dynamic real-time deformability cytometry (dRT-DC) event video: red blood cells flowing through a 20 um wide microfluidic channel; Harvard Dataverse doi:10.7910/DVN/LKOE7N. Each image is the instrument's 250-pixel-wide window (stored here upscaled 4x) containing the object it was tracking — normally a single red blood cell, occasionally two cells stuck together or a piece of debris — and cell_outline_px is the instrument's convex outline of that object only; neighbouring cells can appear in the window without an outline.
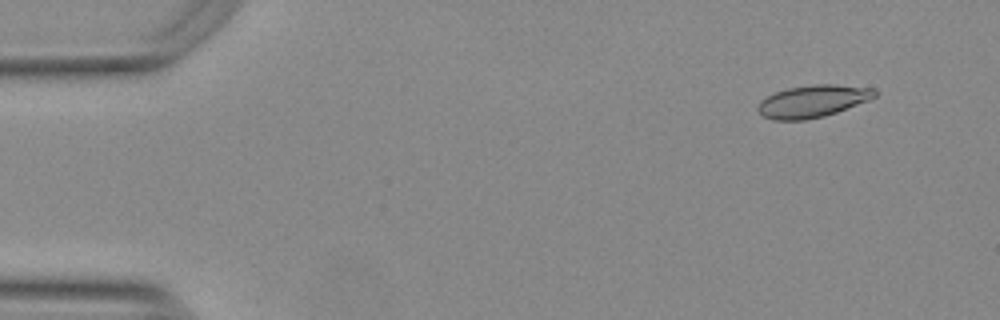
{"species": "Egyptian fruit bat (a non-hibernating species)", "species_latin": "Rousettus aegyptiacus", "temperature_condition": "warm", "stored_images_in_passage": 55, "camera_frame_rate_fps": 3000, "um_per_image_px": 0.085, "animal": {"sex": "female"}, "frame": {"image": 1, "passage_image": 5, "time_ms": 1.333, "image_size_px": [1000, 320], "cell_outline_px": [[876, 96], [868, 100], [836, 112], [824, 116], [804, 120], [772, 120], [764, 116], [756, 108], [760, 100], [776, 92], [788, 88], [812, 84], [836, 84], [876, 88]], "centroid_in_image_um": [69.08, 8.59], "position_along_channel_um": 15.9, "area_um2": 21.91}}
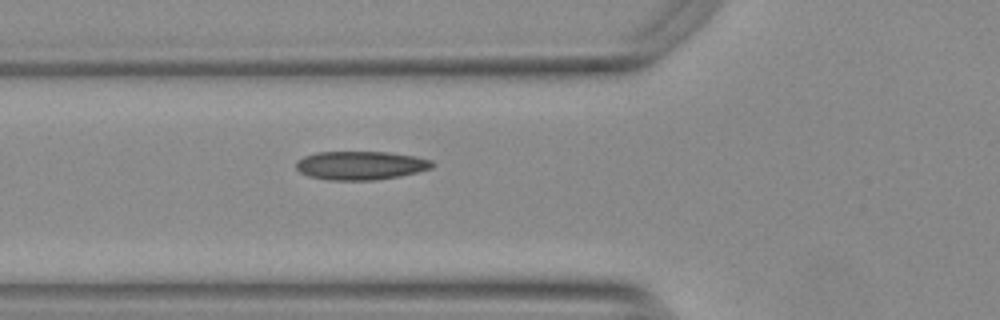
{"frame": {"image": 2, "passage_image": 20, "time_ms": 6.333, "image_size_px": [1000, 320], "cell_outline_px": [[436, 164], [432, 168], [400, 176], [376, 180], [328, 180], [308, 176], [300, 172], [296, 168], [296, 160], [304, 156], [316, 152], [388, 152], [416, 156], [432, 160]], "centroid_in_image_um": [30.66, 14.06], "position_along_channel_um": 95.1, "area_um2": 22.89}}
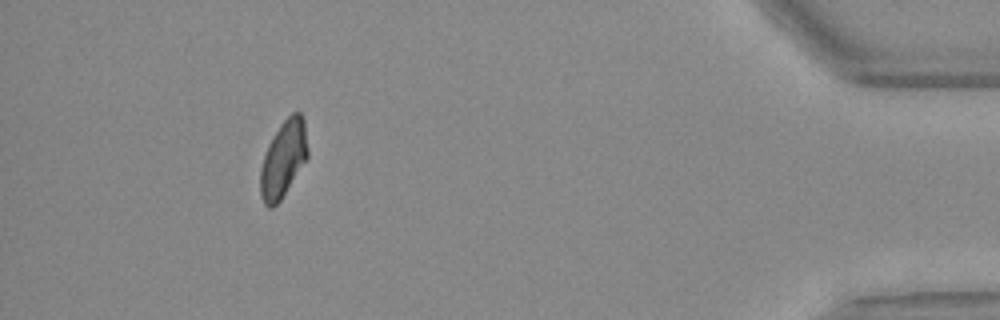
{"frame": {"image": 3, "passage_image": 50, "time_ms": 16.333, "image_size_px": [1000, 320], "cell_outline_px": [[308, 156], [280, 200], [272, 208], [268, 208], [264, 204], [260, 196], [260, 168], [268, 144], [272, 136], [280, 124], [292, 112], [300, 112], [304, 120], [308, 148]], "centroid_in_image_um": [24.07, 13.5], "position_along_channel_um": 411.1, "area_um2": 21.04}, "authors_computed_cell_mechanics": {"area_um2": 21.7906, "velocity_mm_per_s": 3.7684, "shape_relaxation_time_tau1_ms": 6.7573, "shape_relaxation_time_tau2_ms": 1.4825, "deformation_change_tau1": 0.1675, "deformation_change_tau2": 0.0516}}